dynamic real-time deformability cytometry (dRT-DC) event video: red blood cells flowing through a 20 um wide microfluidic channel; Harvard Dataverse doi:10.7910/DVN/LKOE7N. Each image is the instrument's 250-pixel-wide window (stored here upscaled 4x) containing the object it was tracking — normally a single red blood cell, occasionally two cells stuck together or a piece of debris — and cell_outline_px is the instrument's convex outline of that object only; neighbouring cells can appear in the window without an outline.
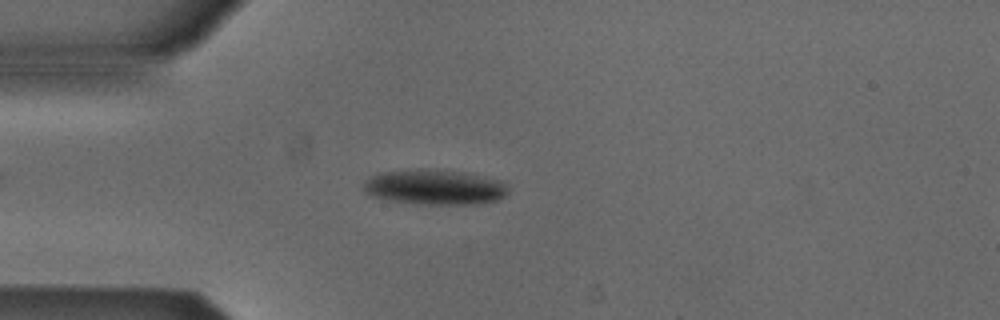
{"species": "Egyptian fruit bat (a non-hibernating species)", "species_latin": "Rousettus aegyptiacus", "temperature_condition": "cold", "stored_images_in_passage": 47, "camera_frame_rate_fps": 3000, "um_per_image_px": 0.085, "animal": {"sex": "male"}, "frame": {"image": 1, "passage_image": 8, "time_ms": 2.333, "image_size_px": [1000, 320], "cell_outline_px": [[508, 192], [504, 196], [496, 200], [484, 204], [416, 204], [392, 200], [372, 196], [364, 188], [364, 184], [372, 176], [380, 172], [472, 172], [504, 180], [508, 184]], "centroid_in_image_um": [37.12, 15.95], "position_along_channel_um": 47.9, "area_um2": 28.78}}
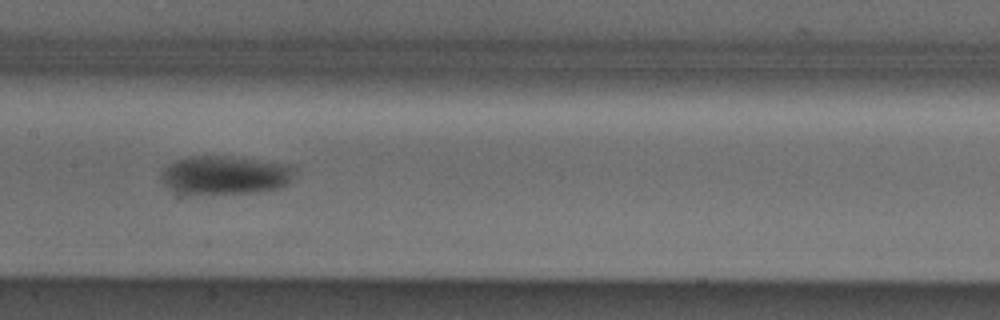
{"frame": {"image": 2, "passage_image": 20, "time_ms": 6.333, "image_size_px": [1000, 320], "cell_outline_px": [[296, 172], [292, 180], [288, 184], [280, 188], [256, 192], [188, 196], [168, 188], [160, 180], [160, 176], [164, 168], [168, 164], [176, 160], [192, 156], [220, 156], [292, 164], [296, 168]], "centroid_in_image_um": [19.13, 14.92], "position_along_channel_um": 188.3, "area_um2": 30.75}}
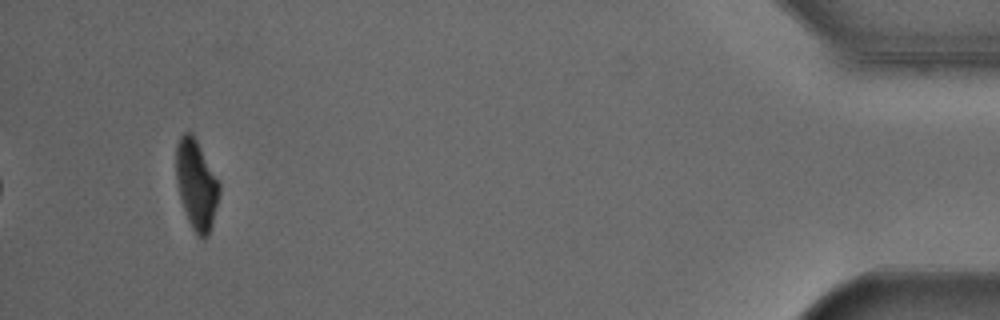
{"frame": {"image": 3, "passage_image": 44, "time_ms": 14.333, "image_size_px": [1000, 320], "cell_outline_px": [[220, 192], [212, 224], [208, 236], [204, 240], [196, 236], [188, 220], [180, 200], [176, 180], [176, 144], [180, 136], [184, 132], [192, 132], [220, 184]], "centroid_in_image_um": [16.68, 15.72], "position_along_channel_um": 418.5, "area_um2": 22.6}, "authors_computed_cell_mechanics": {"area_um2": 27.3394, "velocity_mm_per_s": 3.8501, "shape_relaxation_time_tau1_ms": 4.6259, "shape_relaxation_time_tau2_ms": null, "deformation_change_tau1": 0.1685, "deformation_change_tau2": null}}